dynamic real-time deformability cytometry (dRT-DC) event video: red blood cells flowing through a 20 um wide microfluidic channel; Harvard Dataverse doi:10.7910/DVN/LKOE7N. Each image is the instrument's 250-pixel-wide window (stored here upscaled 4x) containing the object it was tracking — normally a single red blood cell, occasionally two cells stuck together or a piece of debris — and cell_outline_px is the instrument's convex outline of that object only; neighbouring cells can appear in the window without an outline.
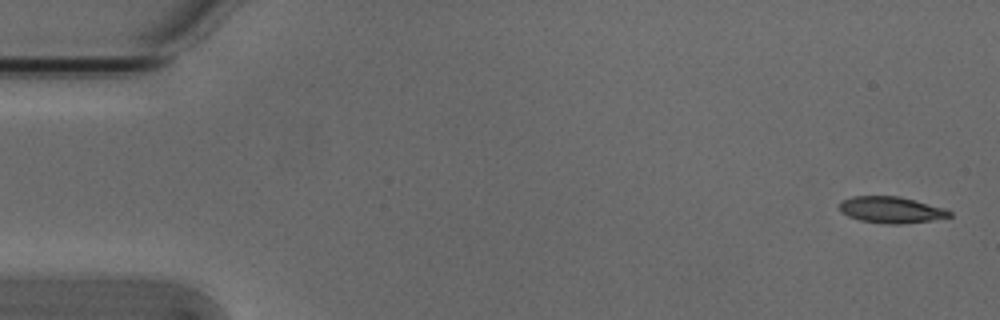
{"species": "Egyptian fruit bat (a non-hibernating species)", "species_latin": "Rousettus aegyptiacus", "temperature_condition": "cold", "stored_images_in_passage": 6, "camera_frame_rate_fps": 3000, "um_per_image_px": 0.085, "animal": {"sex": "male"}, "frame": {"image": 1, "passage_image": 1, "time_ms": 0.0, "image_size_px": [1000, 320], "cell_outline_px": [[952, 216], [928, 220], [900, 224], [888, 224], [860, 220], [848, 216], [840, 212], [840, 200], [852, 196], [900, 196], [944, 208], [952, 212]], "centroid_in_image_um": [75.71, 17.82], "position_along_channel_um": 9.3, "area_um2": 16.82}}